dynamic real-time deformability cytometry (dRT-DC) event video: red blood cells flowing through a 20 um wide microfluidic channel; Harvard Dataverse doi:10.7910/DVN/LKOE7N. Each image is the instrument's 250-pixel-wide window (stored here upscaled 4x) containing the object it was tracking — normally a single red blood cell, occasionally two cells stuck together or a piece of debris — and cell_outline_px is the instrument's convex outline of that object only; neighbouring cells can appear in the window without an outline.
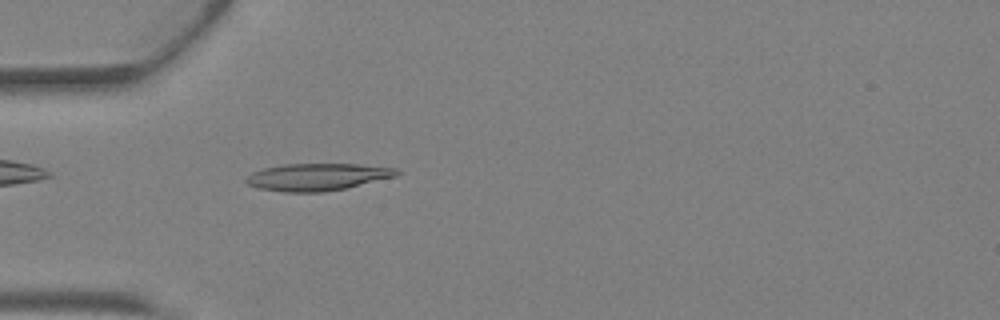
{"species": "Egyptian fruit bat (a non-hibernating species)", "species_latin": "Rousettus aegyptiacus", "temperature_condition": "warm", "stored_images_in_passage": 41, "camera_frame_rate_fps": 3000, "um_per_image_px": 0.085, "animal": {"sex": "female"}, "frame": {"image": 1, "passage_image": 12, "time_ms": 3.667, "image_size_px": [1000, 320], "cell_outline_px": [[400, 172], [396, 176], [348, 188], [324, 192], [284, 192], [260, 188], [248, 184], [244, 180], [252, 172], [264, 168], [284, 164], [360, 164], [396, 168]], "centroid_in_image_um": [27.0, 15.04], "position_along_channel_um": 58.0, "area_um2": 23.87}}
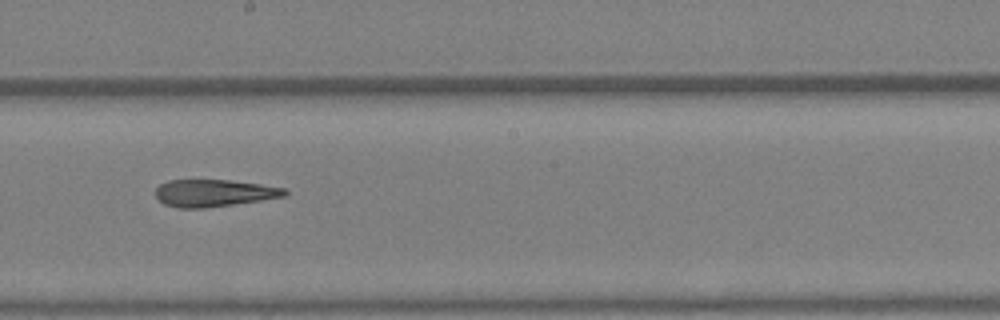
{"frame": {"image": 2, "passage_image": 23, "time_ms": 7.333, "image_size_px": [1000, 320], "cell_outline_px": [[288, 192], [284, 196], [260, 200], [204, 208], [180, 208], [164, 204], [156, 196], [156, 188], [160, 184], [168, 180], [228, 180], [260, 184], [288, 188]], "centroid_in_image_um": [18.18, 16.4], "position_along_channel_um": 230.0, "area_um2": 20.29}}
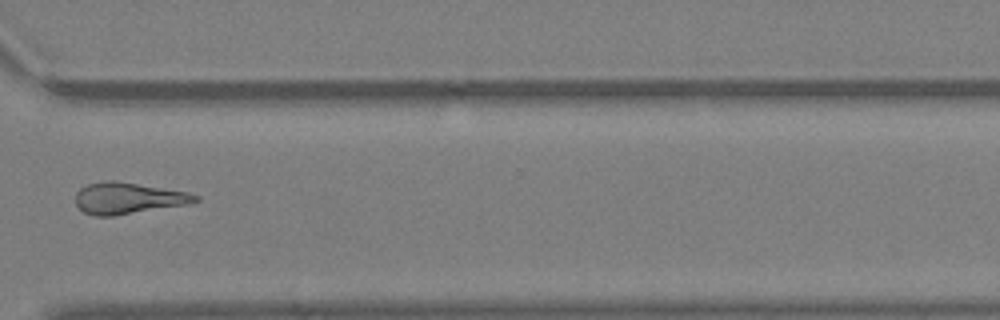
{"frame": {"image": 3, "passage_image": 31, "time_ms": 10.0, "image_size_px": [1000, 320], "cell_outline_px": [[200, 200], [188, 204], [112, 216], [92, 216], [84, 212], [76, 204], [76, 192], [80, 188], [88, 184], [108, 180], [116, 180], [188, 192], [200, 196]], "centroid_in_image_um": [10.89, 16.84], "position_along_channel_um": 359.7, "area_um2": 21.91}, "authors_computed_cell_mechanics": {"area_um2": 21.964, "velocity_mm_per_s": 4.8615, "shape_relaxation_time_tau1_ms": null, "shape_relaxation_time_tau2_ms": 1.7302, "deformation_change_tau1": null, "deformation_change_tau2": 0.1179}}